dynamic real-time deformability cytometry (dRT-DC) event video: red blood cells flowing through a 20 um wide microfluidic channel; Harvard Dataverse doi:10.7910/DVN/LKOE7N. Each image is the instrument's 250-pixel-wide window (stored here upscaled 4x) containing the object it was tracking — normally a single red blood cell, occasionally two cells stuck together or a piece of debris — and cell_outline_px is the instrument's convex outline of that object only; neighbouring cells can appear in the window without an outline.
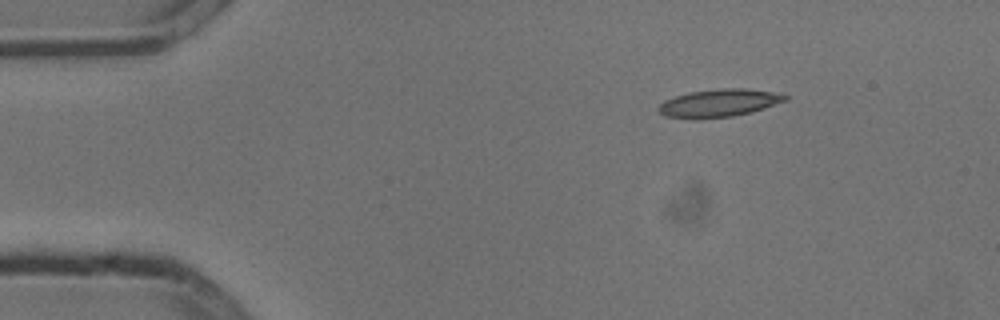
{"species": "common noctule bat (a hibernating species)", "species_latin": "Nyctalus noctula", "temperature_condition": "cold", "stored_images_in_passage": 4, "camera_frame_rate_fps": 3000, "um_per_image_px": 0.085, "animal": {"sex": "male", "body_mass_g": 13.3}, "frame": {"image": 1, "passage_image": 1, "time_ms": 0.0, "image_size_px": [1000, 320], "cell_outline_px": [[788, 100], [752, 112], [732, 116], [700, 120], [664, 116], [656, 108], [664, 100], [688, 92], [716, 88], [744, 88], [772, 92], [788, 96]], "centroid_in_image_um": [61.07, 8.77], "position_along_channel_um": 23.9, "area_um2": 20.75}}
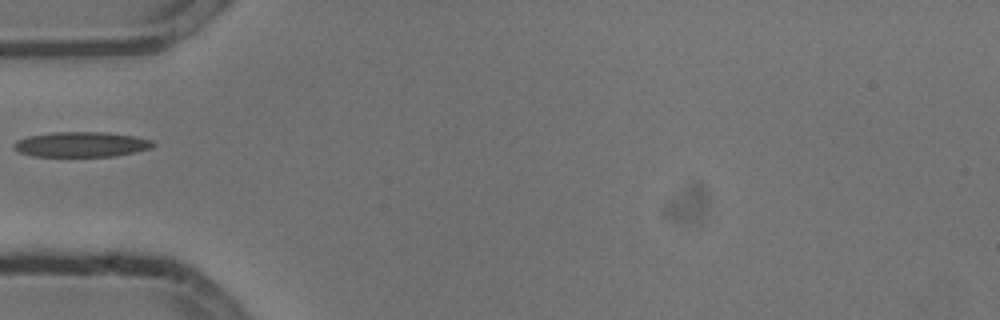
{"frame": {"image": 2, "passage_image": 4, "time_ms": 1.0, "image_size_px": [1000, 320], "cell_outline_px": [[156, 144], [152, 148], [136, 152], [116, 156], [32, 156], [20, 152], [12, 148], [12, 144], [16, 140], [28, 136], [52, 132], [108, 132], [132, 136], [152, 140]], "centroid_in_image_um": [6.9, 12.27], "position_along_channel_um": 78.1, "area_um2": 20.52}}